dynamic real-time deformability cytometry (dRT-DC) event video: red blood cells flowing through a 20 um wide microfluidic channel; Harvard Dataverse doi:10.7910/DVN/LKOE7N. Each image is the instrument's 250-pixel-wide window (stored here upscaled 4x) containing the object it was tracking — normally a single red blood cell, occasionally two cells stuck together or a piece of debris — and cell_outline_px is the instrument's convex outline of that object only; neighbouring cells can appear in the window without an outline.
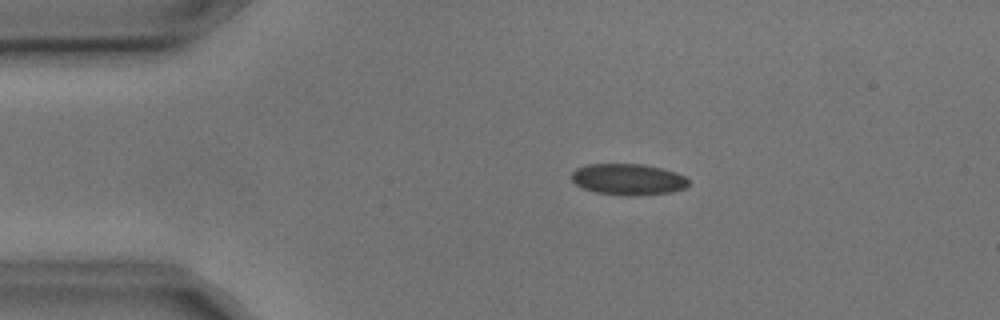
{"species": "common noctule bat (a hibernating species)", "species_latin": "Nyctalus noctula", "temperature_condition": "cold", "stored_images_in_passage": 5, "camera_frame_rate_fps": 3000, "um_per_image_px": 0.085, "animal": {"sex": "male", "body_mass_g": 17.9, "forearm_length_mm": 54.2}, "frame": {"image": 1, "passage_image": 3, "time_ms": 0.667, "image_size_px": [1000, 320], "cell_outline_px": [[688, 184], [684, 188], [672, 192], [632, 196], [628, 196], [596, 192], [584, 188], [576, 184], [572, 180], [572, 172], [576, 168], [588, 164], [644, 164], [676, 172], [684, 176], [688, 180]], "centroid_in_image_um": [53.39, 15.24], "position_along_channel_um": 31.6, "area_um2": 21.21}}
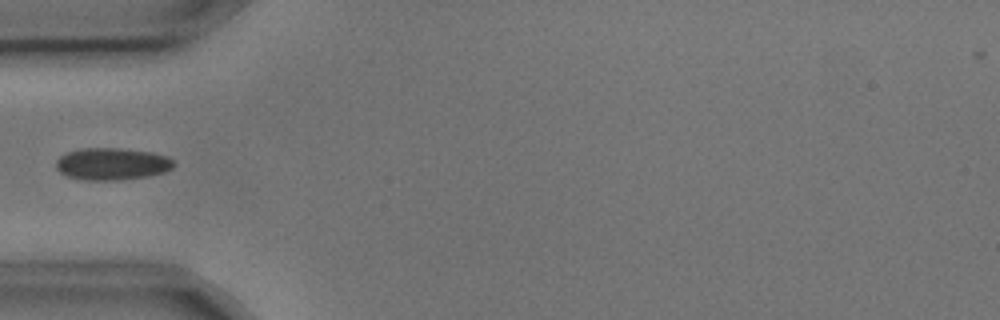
{"frame": {"image": 2, "passage_image": 5, "time_ms": 1.333, "image_size_px": [1000, 320], "cell_outline_px": [[176, 164], [172, 168], [164, 172], [144, 176], [120, 180], [80, 180], [64, 176], [56, 168], [56, 160], [60, 156], [68, 152], [84, 148], [120, 148], [152, 152], [168, 156]], "centroid_in_image_um": [9.5, 13.93], "position_along_channel_um": 75.5, "area_um2": 22.14}}